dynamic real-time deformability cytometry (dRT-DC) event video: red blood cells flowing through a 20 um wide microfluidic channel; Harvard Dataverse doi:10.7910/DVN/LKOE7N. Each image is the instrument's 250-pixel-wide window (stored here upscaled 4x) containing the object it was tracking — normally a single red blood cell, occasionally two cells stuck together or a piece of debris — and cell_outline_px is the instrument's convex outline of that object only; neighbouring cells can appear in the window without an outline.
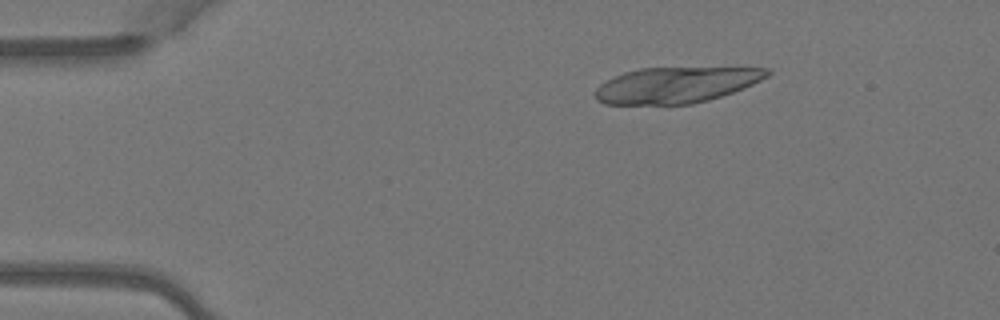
{"species": "Egyptian fruit bat (a non-hibernating species)", "species_latin": "Rousettus aegyptiacus", "temperature_condition": "warm", "stored_images_in_passage": 5, "camera_frame_rate_fps": 3000, "um_per_image_px": 0.085, "animal": {"sex": "female"}, "frame": {"image": 1, "passage_image": 3, "time_ms": 0.667, "image_size_px": [1000, 320], "cell_outline_px": [[772, 72], [768, 76], [744, 88], [708, 100], [692, 104], [604, 104], [596, 100], [596, 88], [600, 84], [624, 72], [640, 68], [772, 68]], "centroid_in_image_um": [57.47, 7.22], "position_along_channel_um": 27.5, "area_um2": 35.66}}